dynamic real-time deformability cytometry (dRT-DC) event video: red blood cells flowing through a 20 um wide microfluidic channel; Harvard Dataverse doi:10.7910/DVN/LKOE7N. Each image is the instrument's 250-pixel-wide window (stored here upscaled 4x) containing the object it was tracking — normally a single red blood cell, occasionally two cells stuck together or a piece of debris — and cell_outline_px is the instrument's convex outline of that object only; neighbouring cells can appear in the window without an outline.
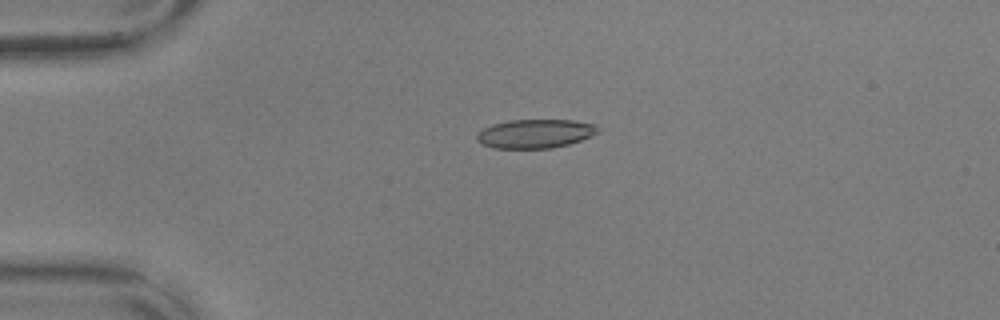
{"species": "common noctule bat (a hibernating species)", "species_latin": "Nyctalus noctula", "temperature_condition": "warm", "stored_images_in_passage": 4, "camera_frame_rate_fps": 3000, "um_per_image_px": 0.085, "animal": {"sex": "male", "body_mass_g": 17.9, "forearm_length_mm": 54.2}, "frame": {"image": 1, "passage_image": 1, "time_ms": 0.0, "image_size_px": [1000, 320], "cell_outline_px": [[600, 128], [592, 136], [568, 144], [552, 148], [492, 148], [476, 140], [476, 136], [484, 128], [492, 124], [508, 120], [572, 120], [592, 124]], "centroid_in_image_um": [45.47, 11.36], "position_along_channel_um": 39.5, "area_um2": 20.17}}